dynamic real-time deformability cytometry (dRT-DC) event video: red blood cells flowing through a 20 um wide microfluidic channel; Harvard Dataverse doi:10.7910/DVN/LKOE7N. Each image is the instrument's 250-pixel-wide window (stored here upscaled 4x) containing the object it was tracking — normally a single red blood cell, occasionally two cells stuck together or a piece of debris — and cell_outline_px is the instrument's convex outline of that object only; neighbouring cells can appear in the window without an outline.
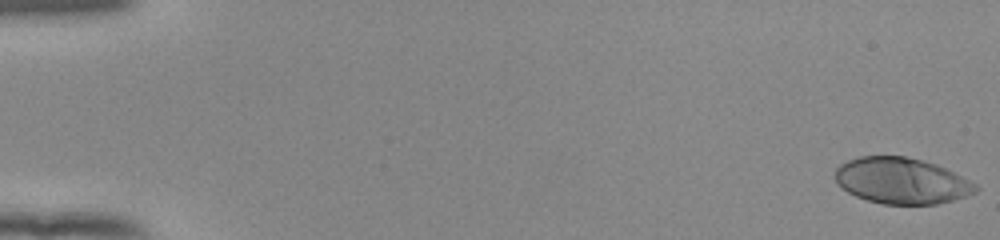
{"species": "human", "species_latin": "Homo sapiens", "temperature_condition": "room temperature", "stored_images_in_passage": 53, "camera_frame_rate_fps": 3000, "um_per_image_px": 0.085, "donor": {"sex": "female"}, "frame": {"image": 1, "passage_image": 1, "time_ms": 0.0, "image_size_px": [1000, 240], "cell_outline_px": [[980, 188], [976, 192], [952, 200], [936, 204], [884, 204], [868, 200], [856, 196], [848, 192], [836, 184], [836, 168], [840, 164], [848, 160], [860, 156], [904, 156], [936, 164], [976, 184]], "centroid_in_image_um": [76.6, 15.37], "position_along_channel_um": 8.4, "area_um2": 37.4}}
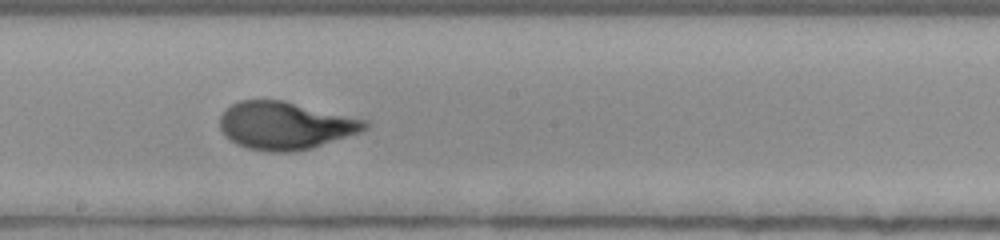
{"frame": {"image": 2, "passage_image": 31, "time_ms": 10.0, "image_size_px": [1000, 240], "cell_outline_px": [[368, 128], [360, 132], [312, 148], [292, 152], [268, 152], [248, 148], [236, 144], [224, 136], [220, 128], [220, 116], [232, 104], [240, 100], [284, 100], [368, 120]], "centroid_in_image_um": [24.25, 10.68], "position_along_channel_um": 224.0, "area_um2": 40.4}}
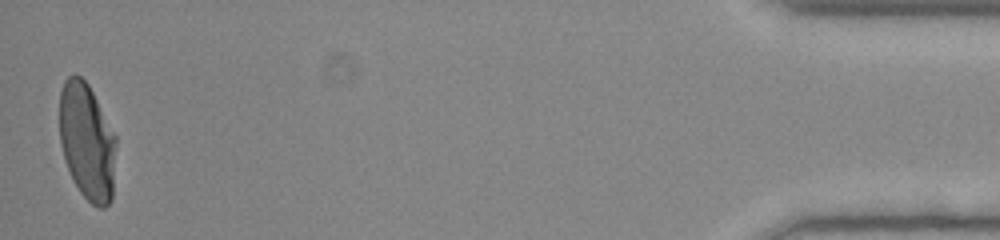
{"frame": {"image": 3, "passage_image": 53, "time_ms": 17.333, "image_size_px": [1000, 240], "cell_outline_px": [[116, 144], [112, 200], [104, 208], [100, 208], [92, 204], [80, 192], [72, 180], [64, 160], [60, 144], [60, 92], [64, 80], [68, 76], [80, 76], [88, 84], [116, 136]], "centroid_in_image_um": [7.39, 12.06], "position_along_channel_um": 427.8, "area_um2": 38.61}, "authors_computed_cell_mechanics": {"area_um2": 38.7838, "velocity_mm_per_s": 3.914, "shape_relaxation_time_tau1_ms": 7.8586, "shape_relaxation_time_tau2_ms": null, "deformation_change_tau1": 0.3255, "deformation_change_tau2": null}}